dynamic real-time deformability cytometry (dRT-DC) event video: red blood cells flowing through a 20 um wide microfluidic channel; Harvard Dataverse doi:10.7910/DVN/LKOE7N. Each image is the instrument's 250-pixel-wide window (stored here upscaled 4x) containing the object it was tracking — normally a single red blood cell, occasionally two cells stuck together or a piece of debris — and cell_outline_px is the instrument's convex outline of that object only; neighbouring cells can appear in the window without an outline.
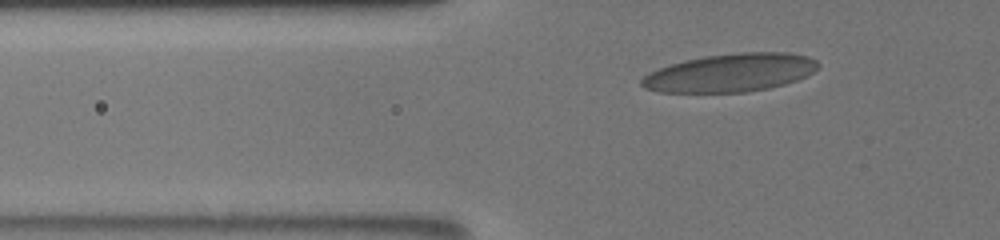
{"species": "human", "species_latin": "Homo sapiens", "temperature_condition": "room temperature", "stored_images_in_passage": 37, "camera_frame_rate_fps": 3000, "um_per_image_px": 0.085, "donor": {"sex": "male"}, "frame": {"image": 1, "passage_image": 2, "time_ms": 0.333, "image_size_px": [1000, 240], "cell_outline_px": [[820, 64], [812, 72], [796, 80], [784, 84], [768, 88], [744, 92], [660, 92], [644, 88], [640, 84], [640, 80], [648, 72], [684, 60], [708, 56], [740, 52], [788, 52], [808, 56], [816, 60]], "centroid_in_image_um": [62.07, 6.18], "position_along_channel_um": 63.7, "area_um2": 39.02}}
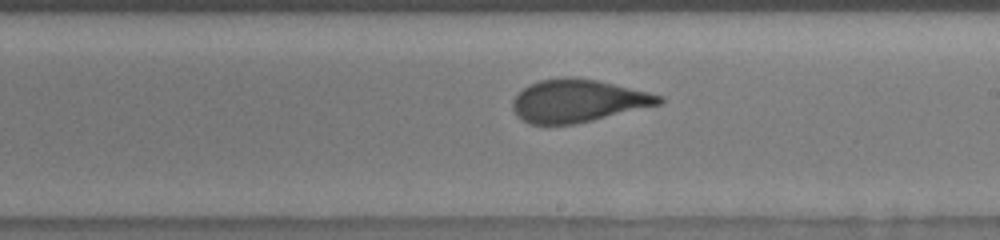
{"frame": {"image": 2, "passage_image": 17, "time_ms": 5.333, "image_size_px": [1000, 240], "cell_outline_px": [[664, 100], [660, 104], [592, 120], [572, 124], [528, 124], [516, 116], [512, 108], [512, 100], [516, 92], [528, 84], [540, 80], [560, 76], [572, 76], [596, 80], [648, 92], [664, 96]], "centroid_in_image_um": [49.05, 8.55], "position_along_channel_um": 240.0, "area_um2": 36.59}}
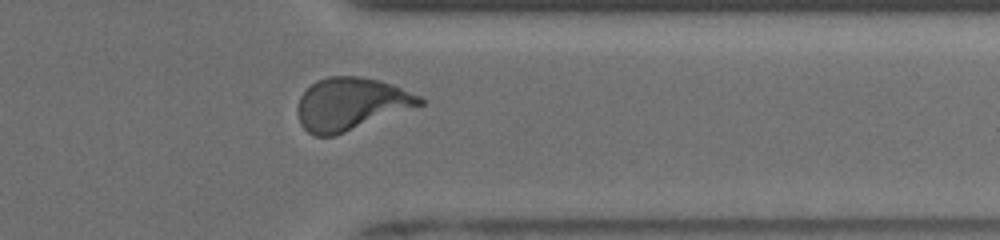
{"frame": {"image": 3, "passage_image": 28, "time_ms": 9.0, "image_size_px": [1000, 240], "cell_outline_px": [[424, 104], [344, 132], [332, 136], [316, 136], [308, 132], [300, 124], [296, 112], [296, 108], [300, 96], [316, 80], [328, 76], [360, 76], [380, 80], [392, 84], [420, 96], [424, 100]], "centroid_in_image_um": [29.79, 8.82], "position_along_channel_um": 381.6, "area_um2": 37.22}, "authors_computed_cell_mechanics": {"area_um2": 36.8186, "velocity_mm_per_s": 3.8618, "shape_relaxation_time_tau1_ms": 3.9599, "shape_relaxation_time_tau2_ms": null, "deformation_change_tau1": 0.1649, "deformation_change_tau2": null}}